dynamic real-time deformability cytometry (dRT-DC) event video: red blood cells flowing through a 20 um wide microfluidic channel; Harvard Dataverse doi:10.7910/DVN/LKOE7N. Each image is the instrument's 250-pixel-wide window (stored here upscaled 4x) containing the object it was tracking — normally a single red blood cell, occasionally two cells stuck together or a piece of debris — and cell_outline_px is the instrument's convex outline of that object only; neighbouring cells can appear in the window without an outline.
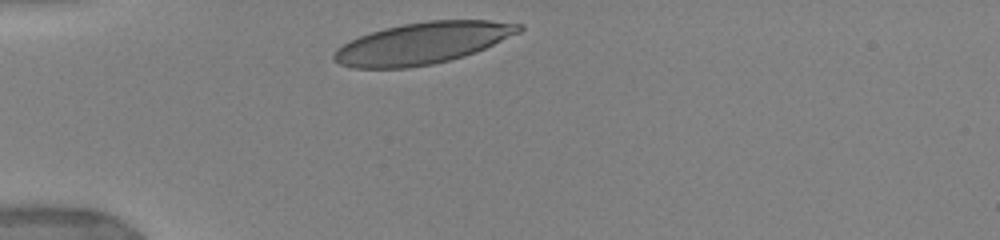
{"species": "human", "species_latin": "Homo sapiens", "temperature_condition": "warm", "stored_images_in_passage": 15, "camera_frame_rate_fps": 3000, "um_per_image_px": 0.085, "donor": {"sex": "female"}, "frame": {"image": 1, "passage_image": 1, "time_ms": 0.0, "image_size_px": [1000, 240], "cell_outline_px": [[524, 28], [520, 32], [484, 48], [464, 56], [432, 64], [408, 68], [352, 68], [340, 64], [332, 60], [332, 56], [336, 48], [360, 36], [384, 28], [404, 24], [428, 20], [488, 20], [524, 24]], "centroid_in_image_um": [35.91, 3.67], "position_along_channel_um": 49.1, "area_um2": 44.62}}